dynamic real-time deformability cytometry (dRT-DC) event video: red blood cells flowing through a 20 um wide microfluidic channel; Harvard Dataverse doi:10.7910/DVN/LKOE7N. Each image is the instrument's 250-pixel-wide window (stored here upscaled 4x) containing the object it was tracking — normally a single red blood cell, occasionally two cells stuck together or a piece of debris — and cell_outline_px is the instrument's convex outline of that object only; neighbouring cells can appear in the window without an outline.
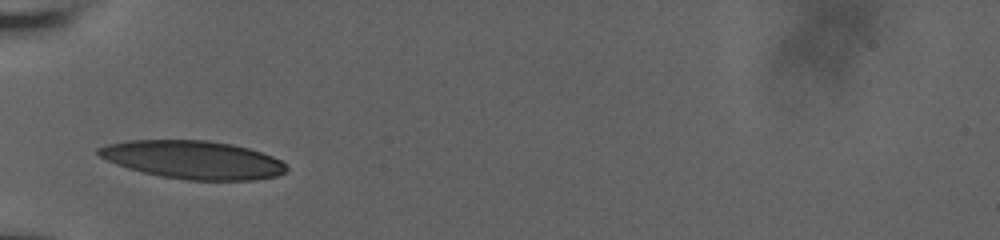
{"species": "human", "species_latin": "Homo sapiens", "temperature_condition": "room temperature", "stored_images_in_passage": 31, "camera_frame_rate_fps": 3000, "um_per_image_px": 0.085, "donor": {"sex": "male"}, "frame": {"image": 1, "passage_image": 1, "time_ms": 0.0, "image_size_px": [1000, 240], "cell_outline_px": [[288, 172], [276, 176], [256, 180], [188, 180], [160, 176], [128, 168], [116, 164], [100, 156], [96, 152], [96, 148], [108, 144], [128, 140], [208, 140], [232, 144], [248, 148], [272, 156], [280, 160], [288, 168]], "centroid_in_image_um": [16.42, 13.58], "position_along_channel_um": 68.6, "area_um2": 41.79}}
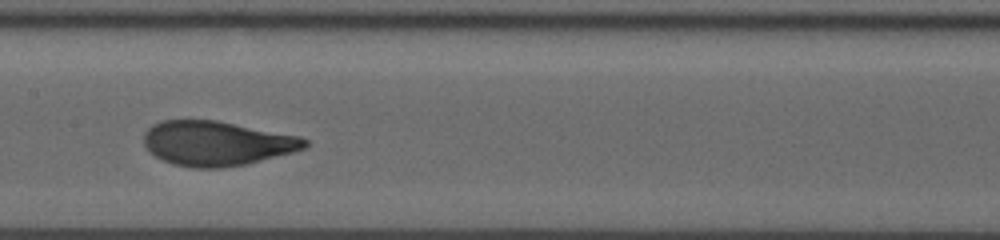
{"frame": {"image": 2, "passage_image": 11, "time_ms": 3.333, "image_size_px": [1000, 240], "cell_outline_px": [[308, 144], [304, 148], [292, 152], [244, 164], [224, 168], [192, 168], [172, 164], [148, 152], [144, 144], [144, 132], [152, 124], [160, 120], [216, 120], [300, 136], [308, 140]], "centroid_in_image_um": [18.38, 12.18], "position_along_channel_um": 189.0, "area_um2": 41.85}}
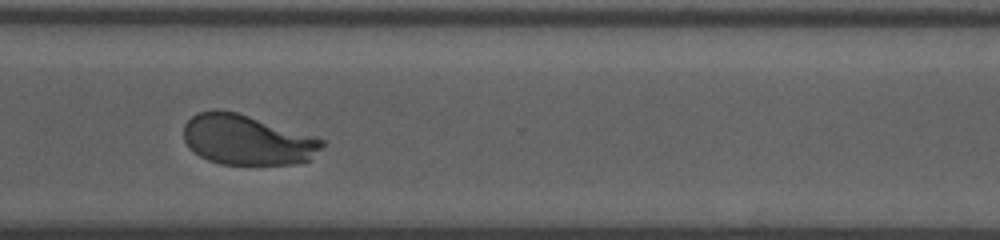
{"frame": {"image": 3, "passage_image": 24, "time_ms": 7.667, "image_size_px": [1000, 240], "cell_outline_px": [[328, 140], [308, 160], [292, 164], [220, 164], [208, 160], [200, 156], [188, 148], [184, 140], [184, 124], [196, 112], [216, 108], [236, 112], [316, 136]], "centroid_in_image_um": [20.97, 11.87], "position_along_channel_um": 349.6, "area_um2": 40.58}, "authors_computed_cell_mechanics": {"area_um2": 41.905, "velocity_mm_per_s": 3.7162, "shape_relaxation_time_tau1_ms": 3.5096, "shape_relaxation_time_tau2_ms": null, "deformation_change_tau1": 0.2036, "deformation_change_tau2": null}}